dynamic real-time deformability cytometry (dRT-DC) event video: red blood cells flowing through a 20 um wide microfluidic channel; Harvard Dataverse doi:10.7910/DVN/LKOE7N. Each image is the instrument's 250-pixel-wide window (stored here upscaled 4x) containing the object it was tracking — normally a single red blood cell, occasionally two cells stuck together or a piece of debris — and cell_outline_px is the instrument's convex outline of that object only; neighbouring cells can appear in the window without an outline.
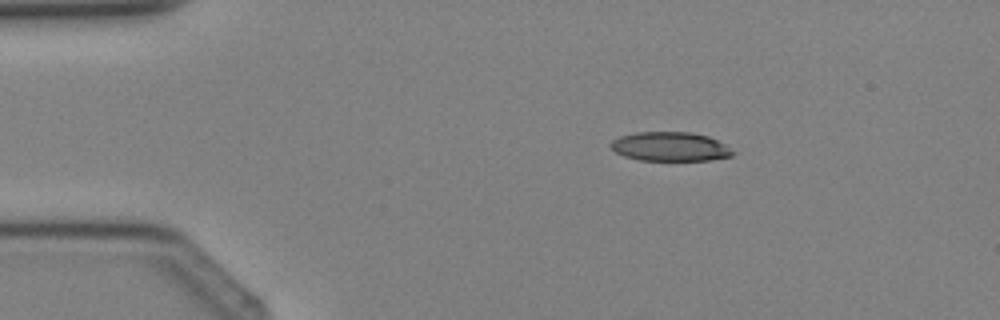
{"species": "Egyptian fruit bat (a non-hibernating species)", "species_latin": "Rousettus aegyptiacus", "temperature_condition": "cold", "stored_images_in_passage": 2, "camera_frame_rate_fps": 3000, "um_per_image_px": 0.085, "animal": {"sex": "female"}, "frame": {"image": 1, "passage_image": 1, "time_ms": 0.0, "image_size_px": [1000, 320], "cell_outline_px": [[736, 152], [732, 156], [708, 160], [640, 160], [624, 156], [616, 152], [608, 144], [612, 140], [620, 136], [636, 132], [692, 132], [708, 136], [724, 144]], "centroid_in_image_um": [56.95, 12.45], "position_along_channel_um": 28.0, "area_um2": 20.69}}